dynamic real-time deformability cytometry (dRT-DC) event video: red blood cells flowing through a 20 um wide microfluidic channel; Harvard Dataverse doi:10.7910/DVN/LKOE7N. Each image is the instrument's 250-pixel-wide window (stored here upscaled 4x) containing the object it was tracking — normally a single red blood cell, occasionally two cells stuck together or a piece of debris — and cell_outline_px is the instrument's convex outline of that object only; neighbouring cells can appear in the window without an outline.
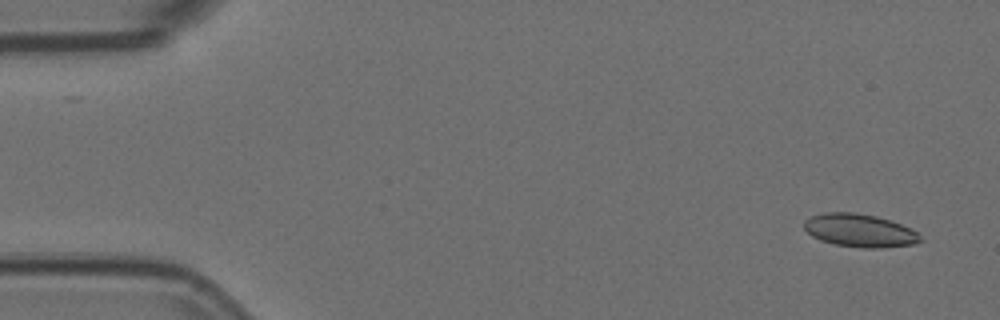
{"species": "Egyptian fruit bat (a non-hibernating species)", "species_latin": "Rousettus aegyptiacus", "temperature_condition": "room temperature", "stored_images_in_passage": 19, "camera_frame_rate_fps": 3000, "um_per_image_px": 0.085, "animal": {"sex": "female"}, "frame": {"image": 1, "passage_image": 2, "time_ms": 0.333, "image_size_px": [1000, 320], "cell_outline_px": [[924, 240], [916, 244], [880, 248], [860, 248], [836, 244], [820, 240], [812, 236], [804, 228], [804, 220], [808, 216], [824, 212], [856, 212], [876, 216], [892, 220], [912, 228]], "centroid_in_image_um": [73.09, 19.58], "position_along_channel_um": 11.9, "area_um2": 22.77}}
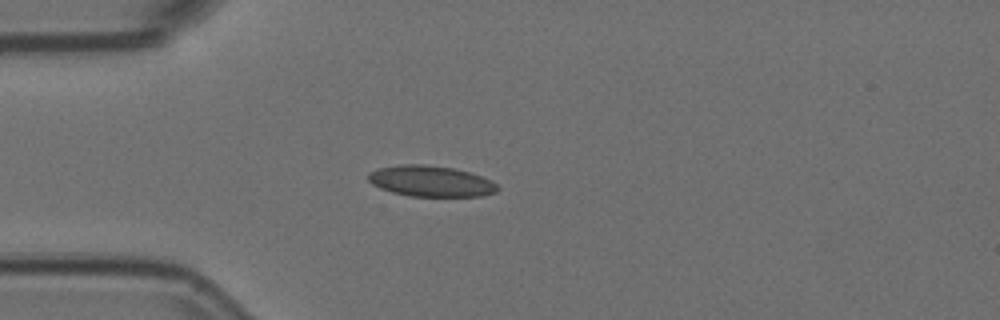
{"frame": {"image": 2, "passage_image": 14, "time_ms": 4.333, "image_size_px": [1000, 320], "cell_outline_px": [[500, 188], [496, 192], [480, 196], [408, 196], [392, 192], [380, 188], [372, 184], [368, 180], [368, 172], [380, 168], [400, 164], [424, 164], [452, 168], [468, 172], [492, 180]], "centroid_in_image_um": [36.6, 15.4], "position_along_channel_um": 48.4, "area_um2": 23.24}}
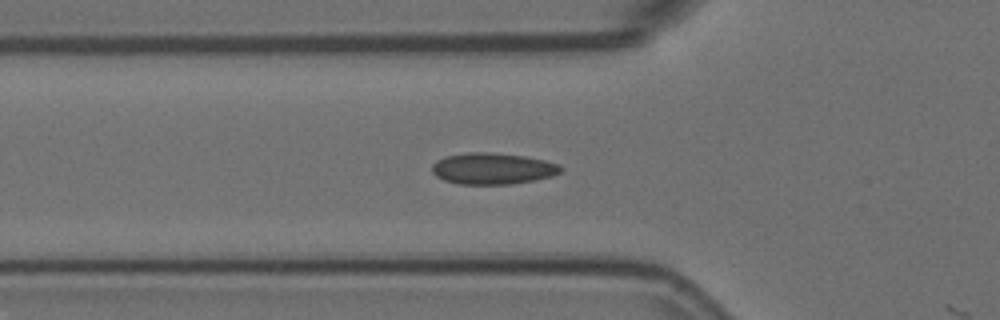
{"frame": {"image": 3, "passage_image": 18, "time_ms": 5.667, "image_size_px": [1000, 320], "cell_outline_px": [[564, 168], [560, 172], [552, 176], [532, 180], [508, 184], [460, 184], [444, 180], [436, 176], [432, 172], [432, 164], [436, 160], [444, 156], [468, 152], [492, 152], [524, 156], [544, 160], [560, 164]], "centroid_in_image_um": [41.86, 14.32], "position_along_channel_um": 83.9, "area_um2": 23.58}}